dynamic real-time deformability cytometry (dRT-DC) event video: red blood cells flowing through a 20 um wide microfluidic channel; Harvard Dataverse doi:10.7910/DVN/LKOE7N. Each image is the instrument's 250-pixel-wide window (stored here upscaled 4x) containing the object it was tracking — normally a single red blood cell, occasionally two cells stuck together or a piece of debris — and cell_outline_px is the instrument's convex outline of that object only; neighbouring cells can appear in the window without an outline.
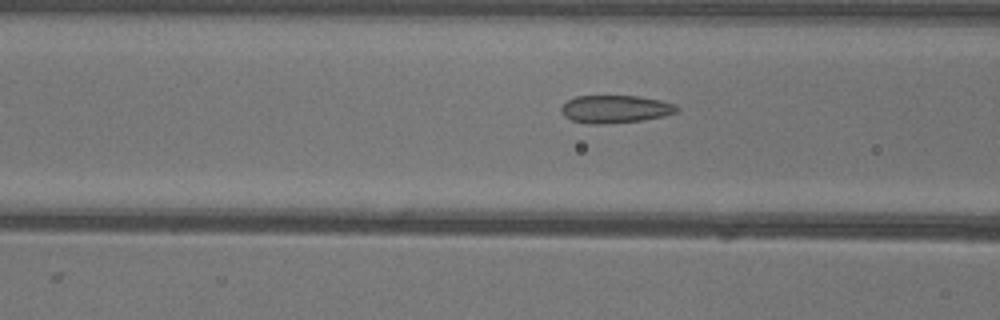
{"species": "common noctule bat (a hibernating species)", "species_latin": "Nyctalus noctula", "temperature_condition": "warm", "stored_images_in_passage": 40, "camera_frame_rate_fps": 3000, "um_per_image_px": 0.085, "animal": {"sex": "female"}, "frame": {"image": 1, "passage_image": 9, "time_ms": 2.667, "image_size_px": [1000, 320], "cell_outline_px": [[680, 108], [676, 112], [664, 116], [644, 120], [608, 124], [588, 124], [572, 120], [564, 116], [560, 112], [560, 108], [568, 100], [576, 96], [640, 96], [660, 100], [676, 104]], "centroid_in_image_um": [52.31, 9.28], "position_along_channel_um": 114.3, "area_um2": 18.9}}
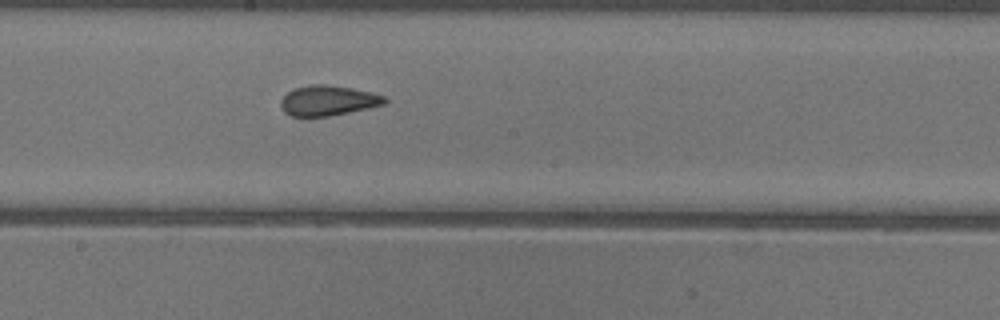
{"frame": {"image": 2, "passage_image": 17, "time_ms": 5.333, "image_size_px": [1000, 320], "cell_outline_px": [[388, 100], [384, 104], [368, 108], [328, 116], [292, 116], [284, 112], [280, 108], [280, 100], [292, 88], [312, 84], [328, 84], [352, 88], [372, 92], [384, 96]], "centroid_in_image_um": [27.86, 8.53], "position_along_channel_um": 220.3, "area_um2": 18.32}}
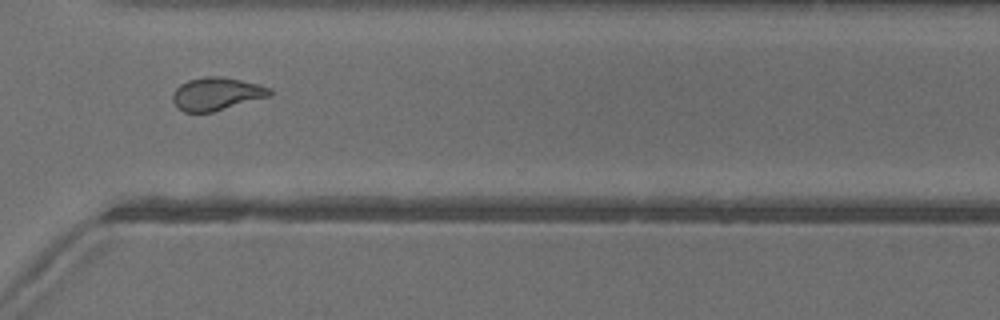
{"frame": {"image": 3, "passage_image": 27, "time_ms": 8.667, "image_size_px": [1000, 320], "cell_outline_px": [[272, 96], [212, 112], [184, 112], [176, 108], [172, 100], [172, 92], [180, 84], [188, 80], [204, 76], [224, 76], [272, 88]], "centroid_in_image_um": [18.39, 7.98], "position_along_channel_um": 352.2, "area_um2": 18.84}, "authors_computed_cell_mechanics": {"area_um2": 18.1203, "velocity_mm_per_s": 3.9682, "shape_relaxation_time_tau1_ms": 9.6665, "shape_relaxation_time_tau2_ms": 1.1154, "deformation_change_tau1": 0.188, "deformation_change_tau2": 0.0752}}